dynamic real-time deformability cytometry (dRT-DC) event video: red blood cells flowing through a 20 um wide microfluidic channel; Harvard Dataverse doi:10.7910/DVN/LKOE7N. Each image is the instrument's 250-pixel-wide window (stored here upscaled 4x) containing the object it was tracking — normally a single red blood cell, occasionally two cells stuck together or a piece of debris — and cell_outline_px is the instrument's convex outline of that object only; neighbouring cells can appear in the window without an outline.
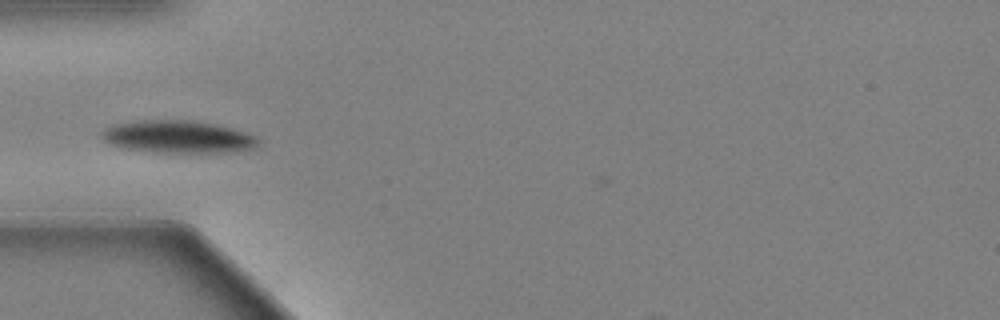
{"species": "Egyptian fruit bat (a non-hibernating species)", "species_latin": "Rousettus aegyptiacus", "temperature_condition": "warm", "stored_images_in_passage": 43, "camera_frame_rate_fps": 3000, "um_per_image_px": 0.085, "animal": {"sex": "female"}, "frame": {"image": 1, "passage_image": 4, "time_ms": 1.0, "image_size_px": [1000, 320], "cell_outline_px": [[260, 144], [256, 148], [236, 152], [152, 152], [120, 148], [104, 140], [100, 136], [100, 132], [104, 128], [116, 124], [144, 120], [188, 120], [212, 124], [232, 128], [256, 136], [260, 140]], "centroid_in_image_um": [15.14, 11.64], "position_along_channel_um": 69.9, "area_um2": 29.71}}
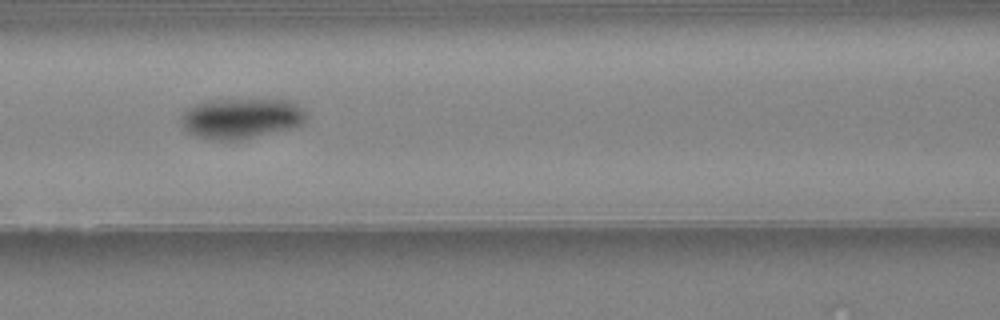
{"frame": {"image": 2, "passage_image": 10, "time_ms": 3.0, "image_size_px": [1000, 320], "cell_outline_px": [[308, 116], [304, 124], [292, 128], [240, 140], [216, 140], [196, 136], [184, 128], [184, 116], [188, 108], [196, 104], [208, 100], [288, 100], [296, 104], [308, 112]], "centroid_in_image_um": [20.59, 10.06], "position_along_channel_um": 146.0, "area_um2": 29.13}}
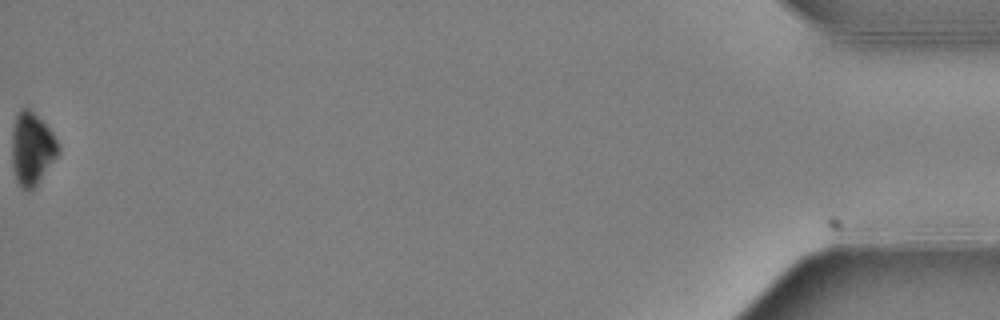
{"frame": {"image": 3, "passage_image": 43, "time_ms": 14.0, "image_size_px": [1000, 320], "cell_outline_px": [[60, 152], [36, 188], [32, 192], [28, 192], [20, 188], [16, 180], [12, 168], [12, 124], [16, 112], [20, 108], [28, 108], [52, 132], [60, 148]], "centroid_in_image_um": [2.69, 12.71], "position_along_channel_um": 432.5, "area_um2": 20.11}, "authors_computed_cell_mechanics": {"area_um2": 27.5706, "velocity_mm_per_s": 3.5308, "shape_relaxation_time_tau1_ms": 1.1419, "shape_relaxation_time_tau2_ms": null, "deformation_change_tau1": 0.1441, "deformation_change_tau2": null}}